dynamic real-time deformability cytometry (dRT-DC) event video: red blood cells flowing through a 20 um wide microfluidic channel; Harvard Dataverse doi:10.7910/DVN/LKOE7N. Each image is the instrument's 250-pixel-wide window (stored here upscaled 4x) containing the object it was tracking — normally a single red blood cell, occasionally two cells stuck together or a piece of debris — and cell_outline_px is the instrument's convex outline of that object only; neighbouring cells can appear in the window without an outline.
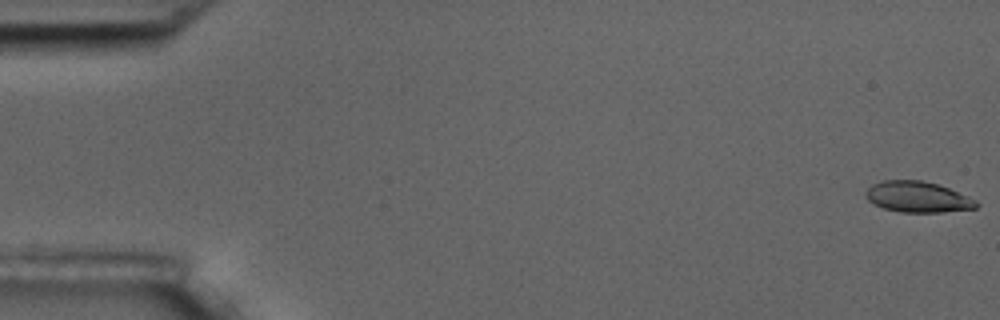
{"species": "common noctule bat (a hibernating species)", "species_latin": "Nyctalus noctula", "temperature_condition": "room temperature", "stored_images_in_passage": 5, "camera_frame_rate_fps": 3000, "um_per_image_px": 0.085, "animal": {"sex": "male", "body_mass_g": 17.5, "forearm_length_mm": 52.3}, "frame": {"image": 1, "passage_image": 1, "time_ms": 0.0, "image_size_px": [1000, 320], "cell_outline_px": [[980, 204], [976, 208], [944, 212], [900, 212], [884, 208], [872, 204], [864, 196], [864, 192], [872, 184], [884, 180], [920, 180], [936, 184], [948, 188], [968, 196], [976, 200]], "centroid_in_image_um": [77.97, 16.74], "position_along_channel_um": 7.0, "area_um2": 19.94}}